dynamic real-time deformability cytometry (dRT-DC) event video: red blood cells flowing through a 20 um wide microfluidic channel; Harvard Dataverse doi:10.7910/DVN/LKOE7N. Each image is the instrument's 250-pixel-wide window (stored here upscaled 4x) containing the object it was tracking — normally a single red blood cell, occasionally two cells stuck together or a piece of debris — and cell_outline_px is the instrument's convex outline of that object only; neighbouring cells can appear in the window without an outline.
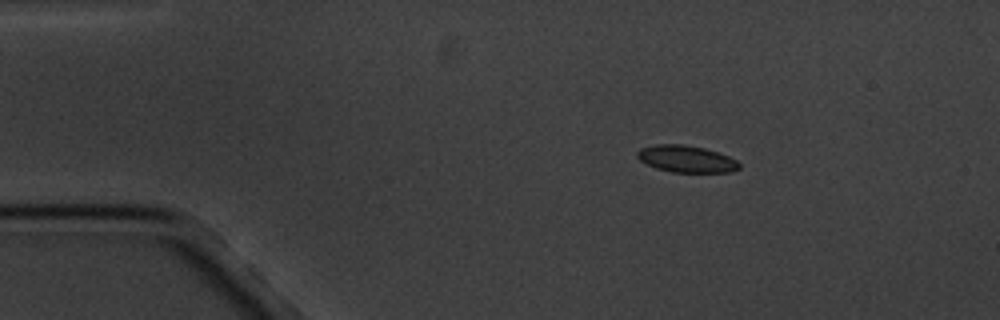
{"species": "common noctule bat (a hibernating species)", "species_latin": "Nyctalus noctula", "temperature_condition": "cold", "stored_images_in_passage": 5, "camera_frame_rate_fps": 3000, "um_per_image_px": 0.085, "animal": {"sex": "male", "body_mass_g": 20.1, "forearm_length_mm": 53.5}, "frame": {"image": 1, "passage_image": 2, "time_ms": 1.333, "image_size_px": [1000, 320], "cell_outline_px": [[740, 168], [732, 172], [672, 172], [656, 168], [640, 160], [636, 156], [636, 152], [640, 148], [656, 144], [680, 144], [704, 148], [728, 156], [736, 160], [740, 164]], "centroid_in_image_um": [58.33, 13.51], "position_along_channel_um": 26.7, "area_um2": 15.9}}
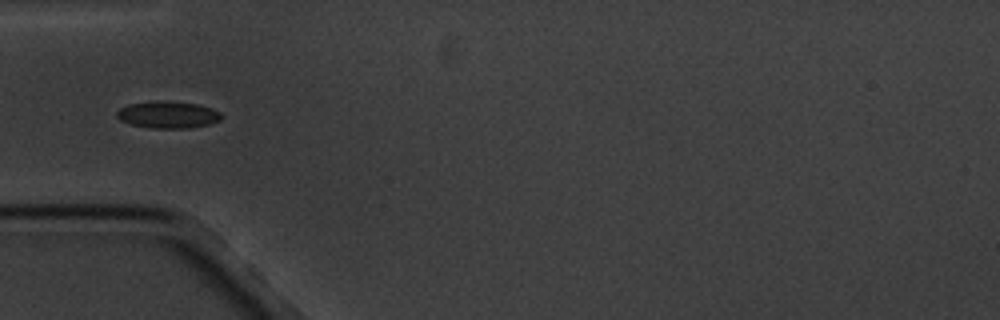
{"frame": {"image": 2, "passage_image": 4, "time_ms": 4.333, "image_size_px": [1000, 320], "cell_outline_px": [[220, 120], [208, 124], [188, 128], [152, 128], [132, 124], [120, 120], [116, 116], [116, 112], [120, 108], [128, 104], [156, 100], [164, 100], [196, 104], [212, 108], [220, 112]], "centroid_in_image_um": [14.24, 9.74], "position_along_channel_um": 70.8, "area_um2": 16.36}}
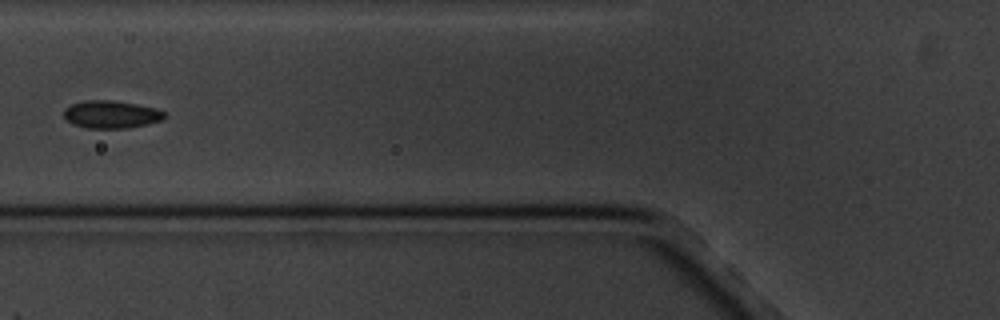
{"frame": {"image": 3, "passage_image": 5, "time_ms": 5.667, "image_size_px": [1000, 320], "cell_outline_px": [[164, 116], [160, 120], [148, 124], [128, 128], [88, 128], [72, 124], [64, 120], [64, 108], [72, 104], [84, 100], [112, 100], [136, 104], [156, 108], [164, 112]], "centroid_in_image_um": [9.4, 9.72], "position_along_channel_um": 116.4, "area_um2": 16.24}}